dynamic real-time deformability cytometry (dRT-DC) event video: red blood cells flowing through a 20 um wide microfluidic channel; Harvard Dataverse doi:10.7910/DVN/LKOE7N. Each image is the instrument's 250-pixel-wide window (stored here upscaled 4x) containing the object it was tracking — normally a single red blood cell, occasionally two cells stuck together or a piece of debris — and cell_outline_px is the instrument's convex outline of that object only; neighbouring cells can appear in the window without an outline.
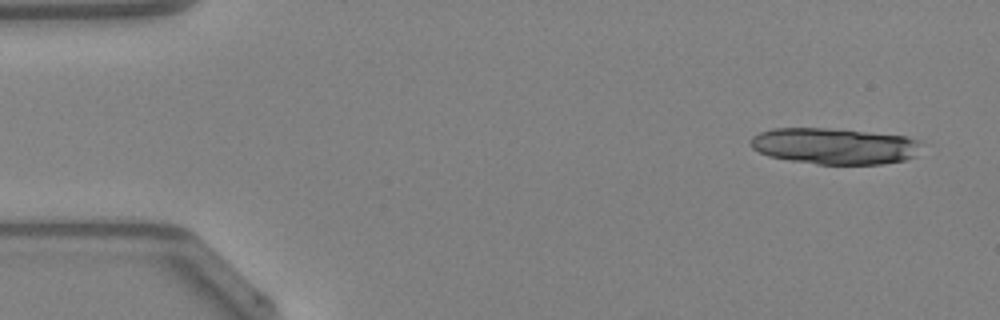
{"species": "Egyptian fruit bat (a non-hibernating species)", "species_latin": "Rousettus aegyptiacus", "temperature_condition": "warm", "stored_images_in_passage": 18, "camera_frame_rate_fps": 3000, "um_per_image_px": 0.085, "animal": {"sex": "female"}, "frame": {"image": 1, "passage_image": 2, "time_ms": 0.333, "image_size_px": [1000, 320], "cell_outline_px": [[928, 144], [916, 156], [904, 160], [880, 164], [816, 164], [768, 156], [752, 148], [748, 144], [748, 140], [752, 136], [760, 132], [772, 128], [824, 128], [908, 136], [920, 140]], "centroid_in_image_um": [70.99, 12.41], "position_along_channel_um": 14.0, "area_um2": 36.53}}
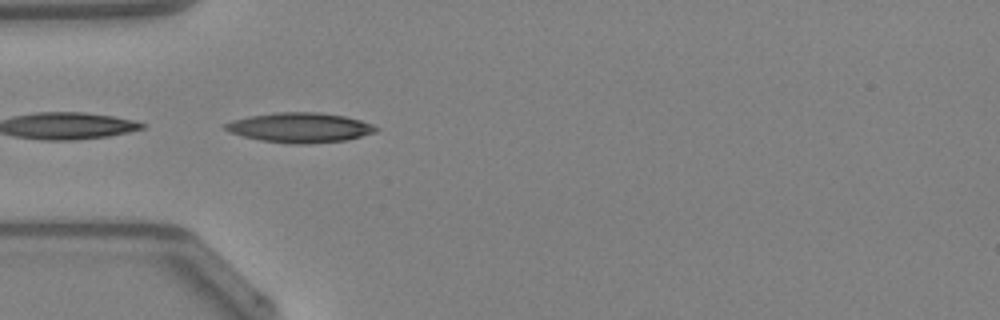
{"frame": {"image": 2, "passage_image": 14, "time_ms": 4.333, "image_size_px": [1000, 320], "cell_outline_px": [[380, 128], [376, 132], [344, 140], [300, 144], [292, 144], [260, 140], [244, 136], [232, 132], [224, 128], [224, 124], [232, 120], [248, 116], [276, 112], [320, 112], [344, 116], [360, 120], [372, 124]], "centroid_in_image_um": [25.5, 10.83], "position_along_channel_um": 59.5, "area_um2": 25.95}}